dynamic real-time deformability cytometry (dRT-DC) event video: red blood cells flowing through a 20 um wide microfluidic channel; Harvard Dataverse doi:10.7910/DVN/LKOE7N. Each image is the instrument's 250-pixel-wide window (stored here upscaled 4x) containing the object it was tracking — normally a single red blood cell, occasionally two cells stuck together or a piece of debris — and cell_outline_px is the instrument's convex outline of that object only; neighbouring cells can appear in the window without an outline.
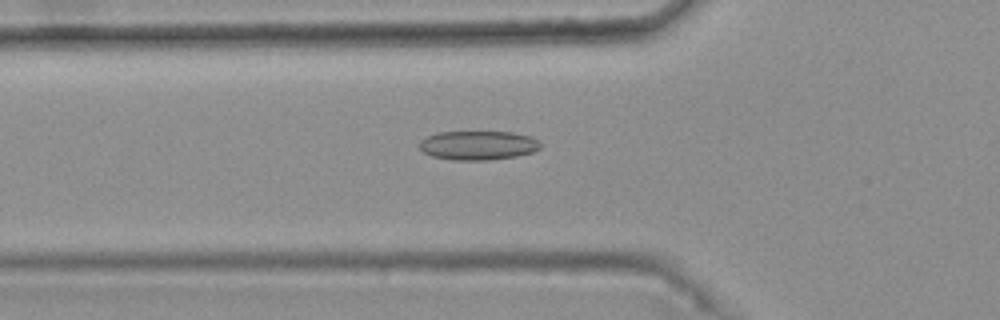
{"species": "common noctule bat (a hibernating species)", "species_latin": "Nyctalus noctula", "temperature_condition": "warm", "stored_images_in_passage": 33, "camera_frame_rate_fps": 3000, "um_per_image_px": 0.085, "animal": {"sex": "female", "body_mass_g": 25.1}, "frame": {"image": 1, "passage_image": 4, "time_ms": 1.0, "image_size_px": [1000, 320], "cell_outline_px": [[540, 148], [532, 152], [516, 156], [492, 160], [452, 160], [432, 156], [424, 152], [420, 148], [420, 140], [436, 132], [512, 132], [532, 136], [540, 140]], "centroid_in_image_um": [40.66, 12.35], "position_along_channel_um": 85.1, "area_um2": 20.63}}
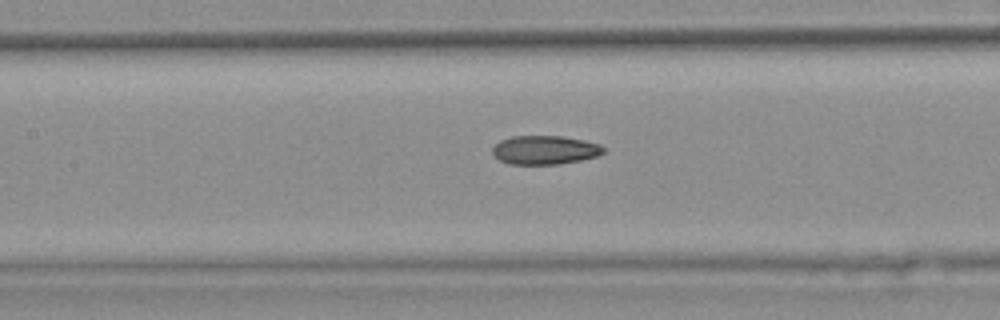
{"frame": {"image": 2, "passage_image": 10, "time_ms": 3.0, "image_size_px": [1000, 320], "cell_outline_px": [[604, 152], [596, 156], [580, 160], [560, 164], [508, 164], [500, 160], [492, 152], [492, 148], [500, 140], [512, 136], [564, 136], [584, 140], [600, 144], [604, 148]], "centroid_in_image_um": [46.31, 12.74], "position_along_channel_um": 161.1, "area_um2": 18.61}}
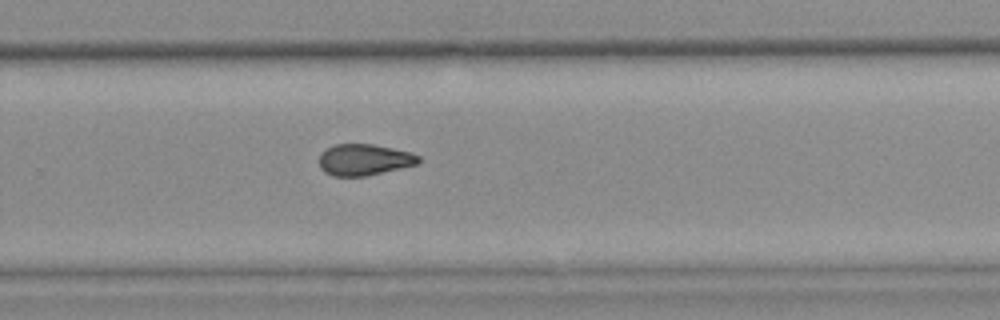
{"frame": {"image": 3, "passage_image": 21, "time_ms": 6.667, "image_size_px": [1000, 320], "cell_outline_px": [[420, 164], [364, 176], [332, 176], [324, 172], [320, 168], [320, 152], [324, 148], [336, 144], [372, 144], [412, 152], [420, 156]], "centroid_in_image_um": [30.95, 13.57], "position_along_channel_um": 298.8, "area_um2": 18.32}, "authors_computed_cell_mechanics": {"area_um2": 18.6116, "velocity_mm_per_s": 3.7703, "shape_relaxation_time_tau1_ms": null, "shape_relaxation_time_tau2_ms": 6.3958, "deformation_change_tau1": null, "deformation_change_tau2": 0.1264}}